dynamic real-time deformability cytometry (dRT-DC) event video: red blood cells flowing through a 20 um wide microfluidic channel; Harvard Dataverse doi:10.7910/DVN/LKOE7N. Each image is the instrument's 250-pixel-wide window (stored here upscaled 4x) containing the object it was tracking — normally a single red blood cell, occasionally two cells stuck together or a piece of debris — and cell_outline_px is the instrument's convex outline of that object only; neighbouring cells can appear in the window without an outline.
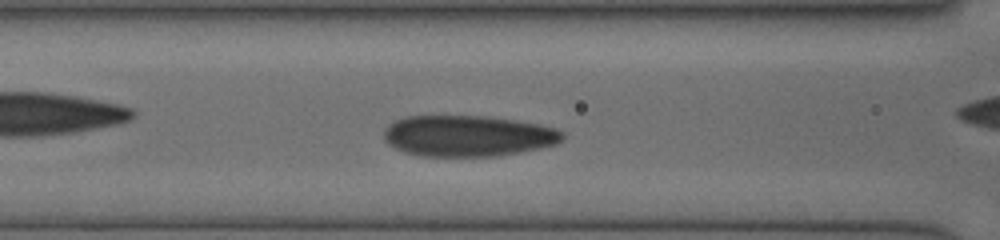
{"species": "human", "species_latin": "Homo sapiens", "temperature_condition": "cold", "stored_images_in_passage": 5, "segment_of_instrument_passage": [1, 2], "camera_frame_rate_fps": 3000, "um_per_image_px": 0.085, "donor": {"sex": "female"}, "frame": {"image": 1, "passage_image": 4, "time_ms": 2.667, "image_size_px": [1000, 240], "cell_outline_px": [[564, 136], [556, 144], [540, 148], [520, 152], [496, 156], [420, 156], [404, 152], [388, 144], [384, 140], [384, 128], [388, 124], [396, 120], [408, 116], [484, 116], [540, 124], [556, 128], [564, 132]], "centroid_in_image_um": [39.75, 11.55], "position_along_channel_um": 126.8, "area_um2": 42.77}}